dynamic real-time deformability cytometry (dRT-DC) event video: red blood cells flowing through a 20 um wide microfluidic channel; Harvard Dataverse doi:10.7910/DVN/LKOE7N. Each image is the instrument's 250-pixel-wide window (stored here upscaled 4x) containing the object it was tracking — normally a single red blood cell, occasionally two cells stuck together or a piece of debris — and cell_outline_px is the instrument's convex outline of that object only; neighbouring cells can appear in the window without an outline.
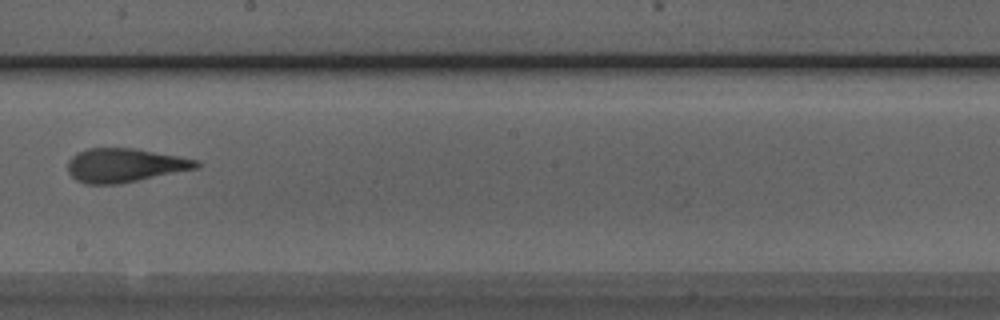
{"species": "Egyptian fruit bat (a non-hibernating species)", "species_latin": "Rousettus aegyptiacus", "temperature_condition": "room temperature", "stored_images_in_passage": 9, "camera_frame_rate_fps": 3000, "um_per_image_px": 0.085, "animal": {"sex": "male"}, "frame": {"image": 1, "passage_image": 8, "time_ms": 2.333, "image_size_px": [1000, 320], "cell_outline_px": [[200, 168], [120, 184], [88, 184], [76, 180], [68, 172], [68, 160], [76, 152], [88, 148], [132, 148], [180, 156], [200, 160]], "centroid_in_image_um": [10.63, 14.05], "position_along_channel_um": 237.6, "area_um2": 25.61}}
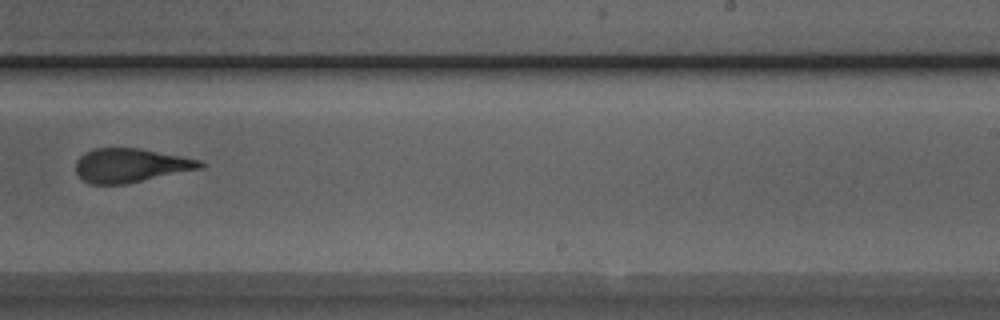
{"frame": {"image": 2, "passage_image": 9, "time_ms": 2.667, "image_size_px": [1000, 320], "cell_outline_px": [[208, 164], [204, 168], [124, 184], [88, 184], [76, 172], [76, 160], [84, 152], [96, 148], [140, 148], [204, 160]], "centroid_in_image_um": [11.16, 14.05], "position_along_channel_um": 277.8, "area_um2": 24.85}}